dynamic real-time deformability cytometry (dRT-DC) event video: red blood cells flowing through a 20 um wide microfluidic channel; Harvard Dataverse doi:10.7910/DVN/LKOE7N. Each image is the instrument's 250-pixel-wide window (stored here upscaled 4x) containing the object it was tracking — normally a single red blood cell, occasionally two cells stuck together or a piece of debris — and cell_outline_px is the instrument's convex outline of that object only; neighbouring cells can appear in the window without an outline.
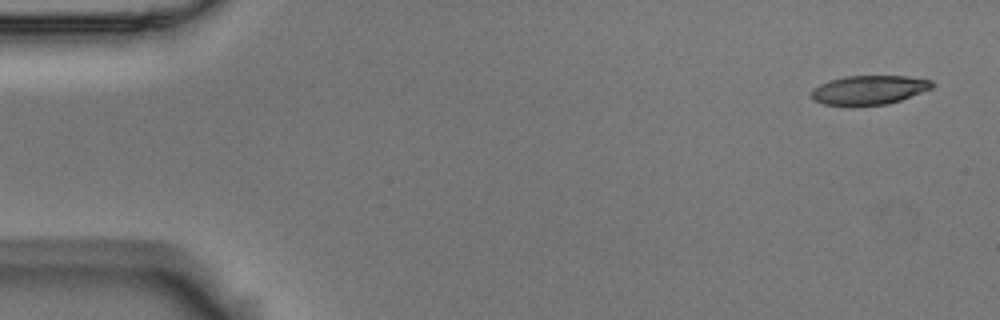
{"species": "Egyptian fruit bat (a non-hibernating species)", "species_latin": "Rousettus aegyptiacus", "temperature_condition": "room temperature", "stored_images_in_passage": 4, "camera_frame_rate_fps": 3000, "um_per_image_px": 0.085, "animal": {"sex": "male"}, "frame": {"image": 1, "passage_image": 1, "time_ms": 0.0, "image_size_px": [1000, 320], "cell_outline_px": [[936, 84], [932, 88], [900, 100], [888, 104], [852, 108], [824, 104], [812, 100], [812, 88], [828, 80], [844, 76], [908, 76], [932, 80]], "centroid_in_image_um": [73.83, 7.67], "position_along_channel_um": 11.2, "area_um2": 21.15}}
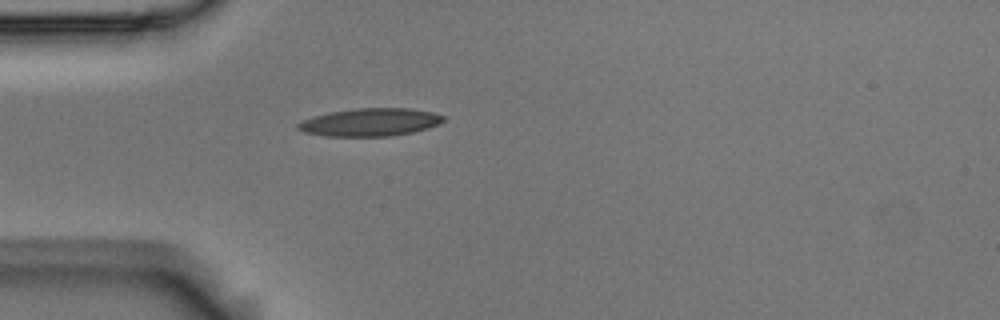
{"frame": {"image": 2, "passage_image": 4, "time_ms": 1.0, "image_size_px": [1000, 320], "cell_outline_px": [[444, 120], [428, 128], [412, 132], [392, 136], [324, 136], [304, 132], [296, 128], [296, 124], [304, 120], [328, 112], [356, 108], [408, 108], [432, 112], [444, 116]], "centroid_in_image_um": [31.44, 10.39], "position_along_channel_um": 53.6, "area_um2": 23.47}}